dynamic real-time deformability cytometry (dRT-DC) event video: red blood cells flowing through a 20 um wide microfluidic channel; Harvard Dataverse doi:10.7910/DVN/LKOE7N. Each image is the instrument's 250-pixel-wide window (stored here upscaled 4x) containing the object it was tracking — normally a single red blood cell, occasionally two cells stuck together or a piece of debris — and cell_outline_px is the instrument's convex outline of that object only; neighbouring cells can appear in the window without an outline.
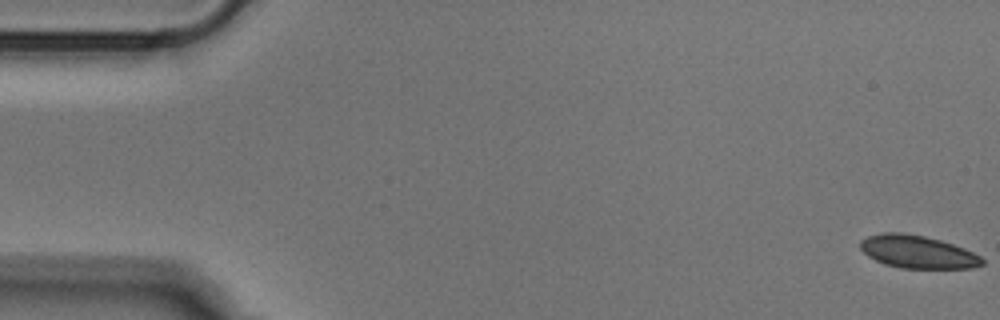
{"species": "Egyptian fruit bat (a non-hibernating species)", "species_latin": "Rousettus aegyptiacus", "temperature_condition": "cold", "stored_images_in_passage": 9, "camera_frame_rate_fps": 3000, "um_per_image_px": 0.085, "animal": {"sex": "male"}, "frame": {"image": 1, "passage_image": 1, "time_ms": 0.0, "image_size_px": [1000, 320], "cell_outline_px": [[984, 264], [972, 268], [904, 268], [884, 264], [868, 256], [860, 248], [860, 240], [868, 236], [884, 232], [900, 232], [924, 236], [940, 240], [964, 248], [980, 256], [984, 260]], "centroid_in_image_um": [77.99, 21.4], "position_along_channel_um": 7.0, "area_um2": 23.18}}